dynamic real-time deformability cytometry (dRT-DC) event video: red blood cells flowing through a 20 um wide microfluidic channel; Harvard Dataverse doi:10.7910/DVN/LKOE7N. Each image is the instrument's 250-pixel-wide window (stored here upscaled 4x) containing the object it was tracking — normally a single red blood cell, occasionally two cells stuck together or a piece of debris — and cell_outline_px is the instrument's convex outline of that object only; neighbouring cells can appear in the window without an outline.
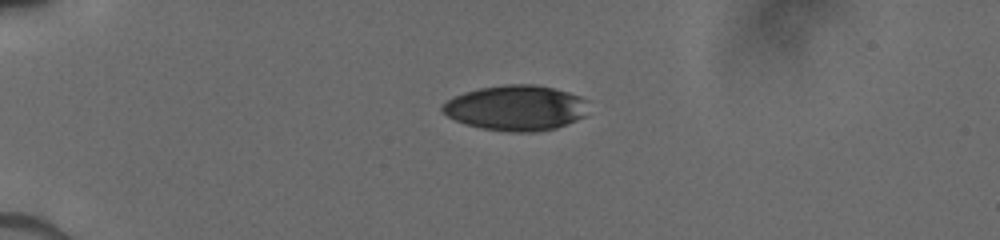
{"species": "human", "species_latin": "Homo sapiens", "temperature_condition": "cold", "stored_images_in_passage": 56, "camera_frame_rate_fps": 3000, "um_per_image_px": 0.085, "donor": {"sex": "male"}, "frame": {"image": 1, "passage_image": 1, "time_ms": 0.0, "image_size_px": [1000, 240], "cell_outline_px": [[588, 100], [584, 116], [576, 120], [556, 128], [532, 132], [508, 132], [484, 128], [464, 124], [448, 116], [440, 108], [448, 100], [464, 92], [480, 88], [504, 84], [536, 84], [568, 92], [580, 96]], "centroid_in_image_um": [43.87, 9.17], "position_along_channel_um": 41.1, "area_um2": 38.38}}
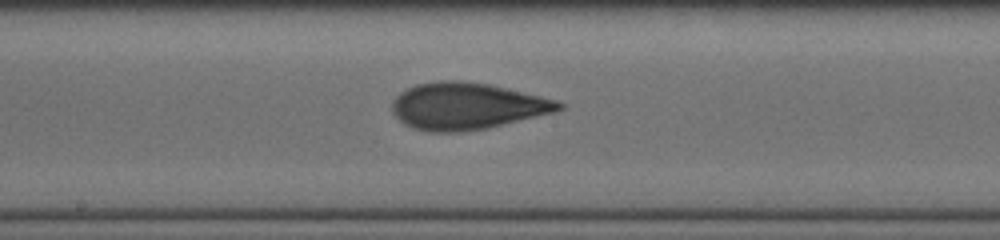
{"frame": {"image": 2, "passage_image": 23, "time_ms": 5.333, "image_size_px": [1000, 240], "cell_outline_px": [[564, 108], [556, 112], [484, 128], [460, 132], [432, 132], [412, 128], [404, 124], [392, 112], [392, 100], [400, 92], [416, 84], [440, 80], [464, 80], [488, 84], [540, 96], [556, 100], [564, 104]], "centroid_in_image_um": [39.65, 9.01], "position_along_channel_um": 208.5, "area_um2": 45.26}}
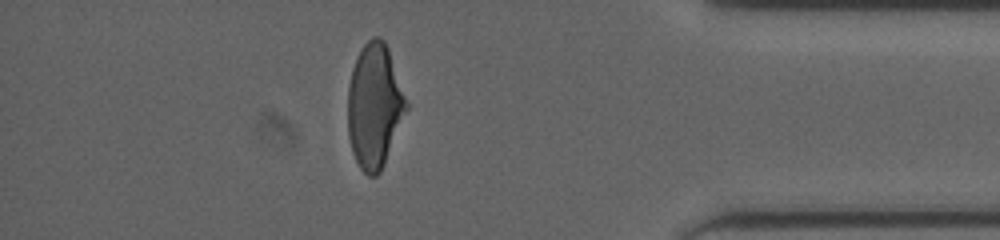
{"frame": {"image": 3, "passage_image": 45, "time_ms": 10.667, "image_size_px": [1000, 240], "cell_outline_px": [[408, 108], [384, 164], [380, 172], [376, 176], [368, 176], [360, 168], [352, 152], [348, 136], [348, 84], [352, 68], [356, 56], [364, 44], [372, 36], [380, 36], [384, 40], [388, 48], [408, 104]], "centroid_in_image_um": [31.81, 8.99], "position_along_channel_um": 403.4, "area_um2": 42.37}}